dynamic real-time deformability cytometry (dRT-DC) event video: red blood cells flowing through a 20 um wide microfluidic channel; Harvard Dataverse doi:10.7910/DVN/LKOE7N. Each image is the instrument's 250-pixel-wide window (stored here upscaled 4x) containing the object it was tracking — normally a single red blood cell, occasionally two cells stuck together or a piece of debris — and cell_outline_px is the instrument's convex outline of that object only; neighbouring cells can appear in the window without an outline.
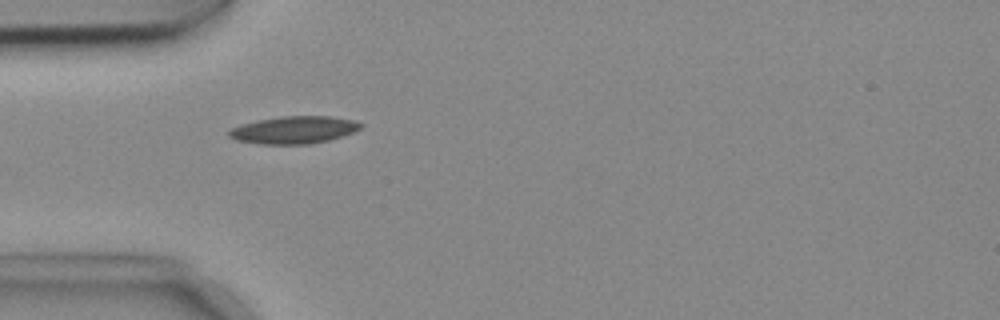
{"species": "common noctule bat (a hibernating species)", "species_latin": "Nyctalus noctula", "temperature_condition": "cold", "stored_images_in_passage": 5, "camera_frame_rate_fps": 3000, "um_per_image_px": 0.085, "animal": {"sex": "female", "body_mass_g": 18.4}, "frame": {"image": 1, "passage_image": 1, "time_ms": 0.0, "image_size_px": [1000, 320], "cell_outline_px": [[364, 124], [360, 128], [352, 132], [328, 140], [308, 144], [260, 144], [236, 140], [228, 136], [228, 132], [232, 128], [240, 124], [256, 120], [280, 116], [332, 116], [356, 120]], "centroid_in_image_um": [24.97, 11.03], "position_along_channel_um": 60.0, "area_um2": 21.1}}
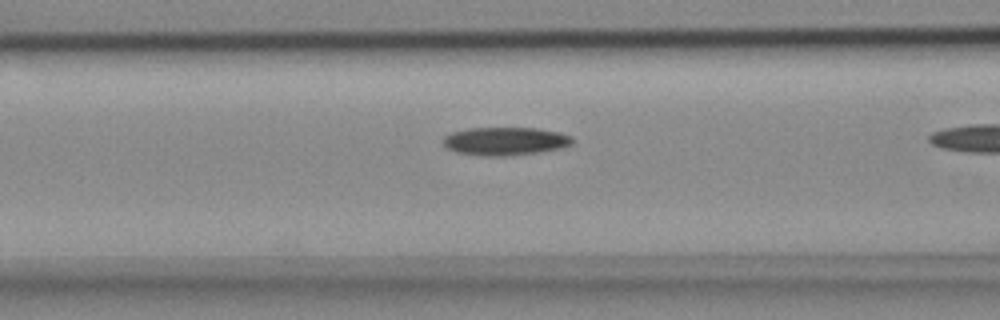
{"frame": {"image": 2, "passage_image": 3, "time_ms": 0.667, "image_size_px": [1000, 320], "cell_outline_px": [[572, 144], [564, 148], [536, 152], [504, 156], [484, 156], [456, 152], [448, 148], [444, 144], [444, 136], [452, 132], [468, 128], [536, 128], [560, 132], [572, 136]], "centroid_in_image_um": [42.96, 11.99], "position_along_channel_um": 123.6, "area_um2": 21.15}}